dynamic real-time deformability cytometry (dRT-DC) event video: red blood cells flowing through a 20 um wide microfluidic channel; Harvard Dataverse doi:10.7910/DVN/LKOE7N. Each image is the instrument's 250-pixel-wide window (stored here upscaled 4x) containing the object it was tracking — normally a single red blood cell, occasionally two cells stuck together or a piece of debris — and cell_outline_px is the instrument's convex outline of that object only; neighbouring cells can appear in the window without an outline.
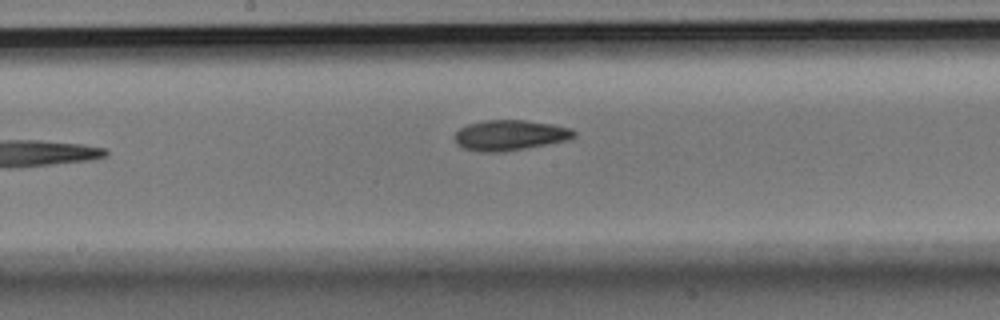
{"species": "Egyptian fruit bat (a non-hibernating species)", "species_latin": "Rousettus aegyptiacus", "temperature_condition": "room temperature", "stored_images_in_passage": 7, "segment_of_instrument_passage": [1, 2], "camera_frame_rate_fps": 3000, "um_per_image_px": 0.085, "animal": {"sex": "male"}, "frame": {"image": 1, "passage_image": 6, "time_ms": 1.667, "image_size_px": [1000, 320], "cell_outline_px": [[576, 136], [568, 140], [504, 152], [480, 152], [464, 148], [456, 144], [456, 132], [460, 128], [468, 124], [484, 120], [524, 120], [552, 124], [572, 128], [576, 132]], "centroid_in_image_um": [43.36, 11.49], "position_along_channel_um": 204.8, "area_um2": 21.15}}